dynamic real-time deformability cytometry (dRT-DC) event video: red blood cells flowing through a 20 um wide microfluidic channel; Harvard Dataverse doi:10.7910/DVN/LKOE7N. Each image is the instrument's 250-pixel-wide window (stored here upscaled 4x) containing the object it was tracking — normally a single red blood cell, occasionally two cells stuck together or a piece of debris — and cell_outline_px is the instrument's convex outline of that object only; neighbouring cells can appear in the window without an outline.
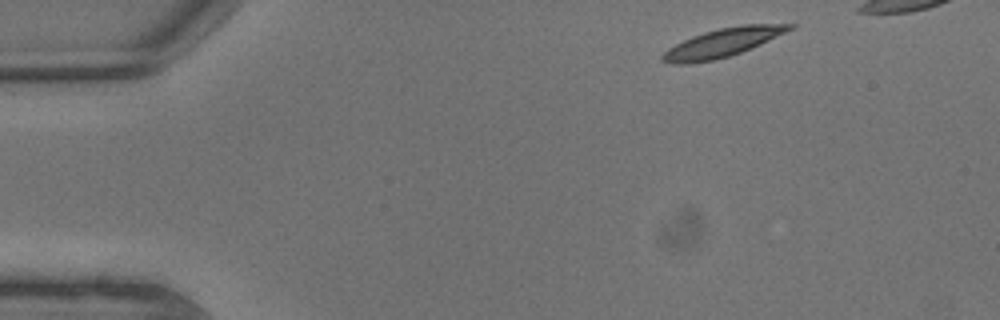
{"species": "common noctule bat (a hibernating species)", "species_latin": "Nyctalus noctula", "temperature_condition": "warm", "stored_images_in_passage": 8, "camera_frame_rate_fps": 3000, "um_per_image_px": 0.085, "animal": {"sex": "male", "body_mass_g": 13.3}, "frame": {"image": 1, "passage_image": 1, "time_ms": 0.0, "image_size_px": [1000, 320], "cell_outline_px": [[796, 28], [760, 44], [740, 52], [728, 56], [712, 60], [688, 64], [676, 64], [660, 60], [660, 56], [668, 48], [692, 36], [704, 32], [720, 28], [744, 24], [796, 24]], "centroid_in_image_um": [61.43, 3.62], "position_along_channel_um": 23.6, "area_um2": 20.92}}
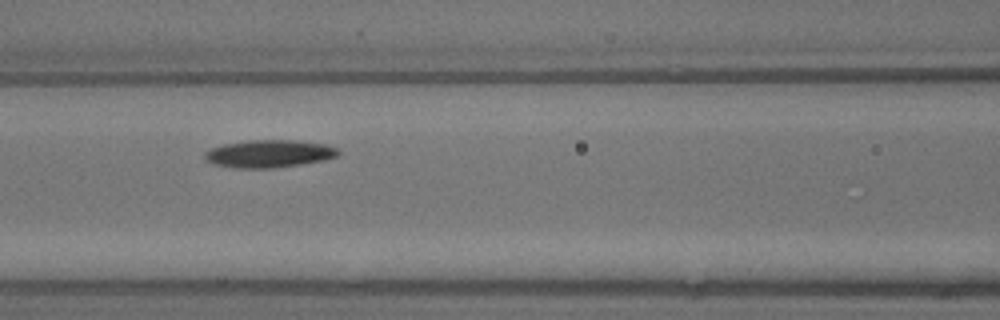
{"frame": {"image": 2, "passage_image": 7, "time_ms": 2.0, "image_size_px": [1000, 320], "cell_outline_px": [[340, 152], [336, 156], [324, 160], [300, 164], [272, 168], [236, 168], [216, 164], [204, 160], [204, 152], [212, 148], [224, 144], [248, 140], [292, 140], [324, 144], [336, 148]], "centroid_in_image_um": [22.84, 13.06], "position_along_channel_um": 143.8, "area_um2": 21.27}}
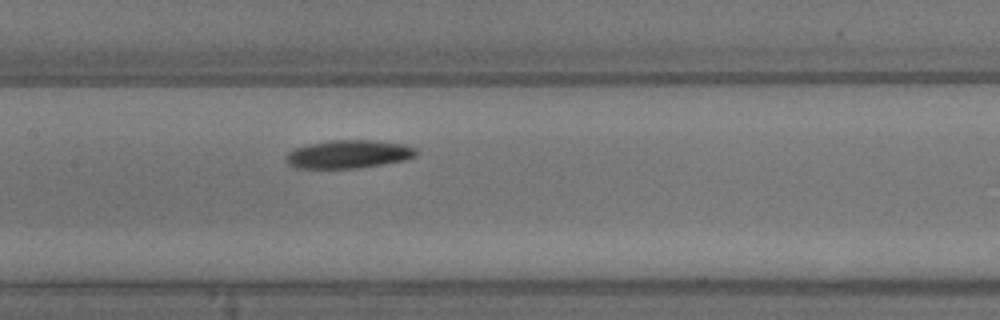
{"frame": {"image": 3, "passage_image": 8, "time_ms": 2.333, "image_size_px": [1000, 320], "cell_outline_px": [[416, 156], [404, 160], [384, 164], [356, 168], [296, 168], [288, 164], [288, 152], [296, 148], [308, 144], [328, 140], [372, 140], [404, 144], [416, 148]], "centroid_in_image_um": [29.65, 13.1], "position_along_channel_um": 177.8, "area_um2": 21.27}}